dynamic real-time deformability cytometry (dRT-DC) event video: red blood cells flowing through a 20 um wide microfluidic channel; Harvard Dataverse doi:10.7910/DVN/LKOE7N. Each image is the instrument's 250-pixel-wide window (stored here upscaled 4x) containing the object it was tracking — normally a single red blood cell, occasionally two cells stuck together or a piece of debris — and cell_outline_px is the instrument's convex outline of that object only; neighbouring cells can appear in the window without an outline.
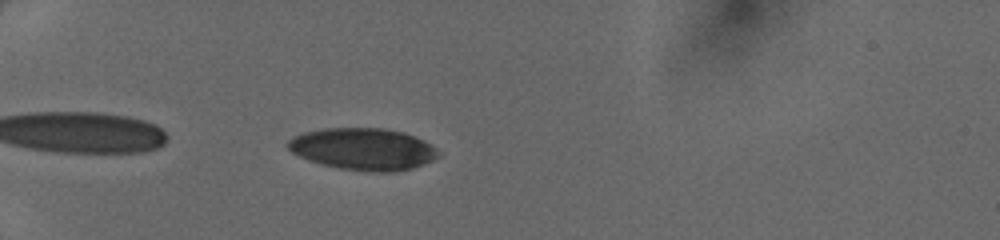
{"species": "human", "species_latin": "Homo sapiens", "temperature_condition": "cold", "stored_images_in_passage": 35, "camera_frame_rate_fps": 3000, "um_per_image_px": 0.085, "donor": {"sex": "female"}, "frame": {"image": 1, "passage_image": 3, "time_ms": 0.667, "image_size_px": [1000, 240], "cell_outline_px": [[440, 156], [424, 164], [412, 168], [396, 172], [372, 172], [340, 168], [320, 164], [308, 160], [292, 152], [288, 148], [288, 140], [292, 136], [304, 132], [324, 128], [384, 128], [404, 132], [424, 140], [436, 148], [440, 152]], "centroid_in_image_um": [30.88, 12.67], "position_along_channel_um": 54.1, "area_um2": 36.93}}
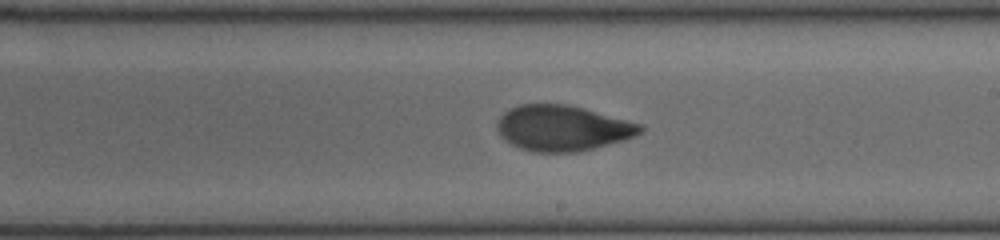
{"frame": {"image": 2, "passage_image": 18, "time_ms": 5.667, "image_size_px": [1000, 240], "cell_outline_px": [[644, 128], [636, 136], [624, 140], [576, 152], [532, 152], [520, 148], [504, 140], [500, 136], [496, 128], [496, 120], [504, 112], [520, 104], [568, 104], [584, 108], [644, 124]], "centroid_in_image_um": [47.8, 10.88], "position_along_channel_um": 241.2, "area_um2": 38.21}}
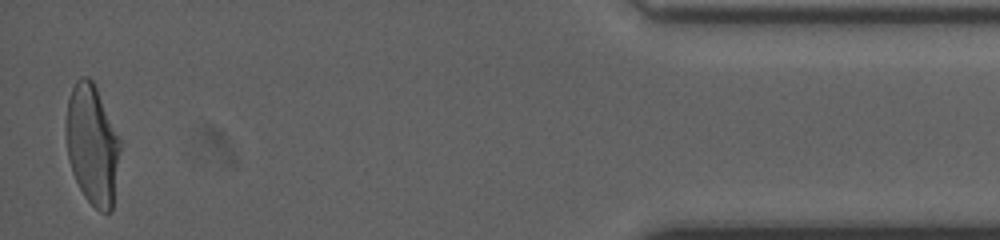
{"frame": {"image": 3, "passage_image": 35, "time_ms": 11.333, "image_size_px": [1000, 240], "cell_outline_px": [[120, 148], [112, 212], [100, 212], [84, 196], [72, 172], [68, 160], [64, 124], [68, 100], [72, 88], [76, 80], [80, 76], [88, 76], [92, 80], [96, 88], [120, 140]], "centroid_in_image_um": [7.81, 12.29], "position_along_channel_um": 427.4, "area_um2": 37.74}}